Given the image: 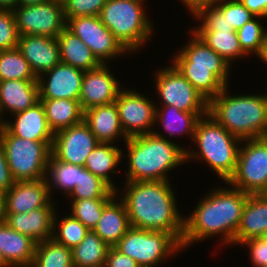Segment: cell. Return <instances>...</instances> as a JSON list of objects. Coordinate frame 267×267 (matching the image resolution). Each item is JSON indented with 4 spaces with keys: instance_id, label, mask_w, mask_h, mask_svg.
<instances>
[{
    "instance_id": "1",
    "label": "cell",
    "mask_w": 267,
    "mask_h": 267,
    "mask_svg": "<svg viewBox=\"0 0 267 267\" xmlns=\"http://www.w3.org/2000/svg\"><path fill=\"white\" fill-rule=\"evenodd\" d=\"M216 186L198 200L191 214L184 216L181 247L184 252L191 245L218 236L220 244L235 245V234L241 221L248 194L232 187ZM230 187H229V186ZM221 236V237H220Z\"/></svg>"
},
{
    "instance_id": "2",
    "label": "cell",
    "mask_w": 267,
    "mask_h": 267,
    "mask_svg": "<svg viewBox=\"0 0 267 267\" xmlns=\"http://www.w3.org/2000/svg\"><path fill=\"white\" fill-rule=\"evenodd\" d=\"M123 182L122 191L118 188L116 194L126 207L130 226L170 233L181 243L184 214L178 207L172 181Z\"/></svg>"
},
{
    "instance_id": "3",
    "label": "cell",
    "mask_w": 267,
    "mask_h": 267,
    "mask_svg": "<svg viewBox=\"0 0 267 267\" xmlns=\"http://www.w3.org/2000/svg\"><path fill=\"white\" fill-rule=\"evenodd\" d=\"M125 147V181H170L169 172L186 163L188 147L154 133L131 136Z\"/></svg>"
},
{
    "instance_id": "4",
    "label": "cell",
    "mask_w": 267,
    "mask_h": 267,
    "mask_svg": "<svg viewBox=\"0 0 267 267\" xmlns=\"http://www.w3.org/2000/svg\"><path fill=\"white\" fill-rule=\"evenodd\" d=\"M229 87L209 101L208 113L240 140L267 137V92L230 95Z\"/></svg>"
},
{
    "instance_id": "5",
    "label": "cell",
    "mask_w": 267,
    "mask_h": 267,
    "mask_svg": "<svg viewBox=\"0 0 267 267\" xmlns=\"http://www.w3.org/2000/svg\"><path fill=\"white\" fill-rule=\"evenodd\" d=\"M241 142L208 113L197 121L192 142L197 146L186 150V163L204 162L226 183L236 171Z\"/></svg>"
},
{
    "instance_id": "6",
    "label": "cell",
    "mask_w": 267,
    "mask_h": 267,
    "mask_svg": "<svg viewBox=\"0 0 267 267\" xmlns=\"http://www.w3.org/2000/svg\"><path fill=\"white\" fill-rule=\"evenodd\" d=\"M147 0H106L99 15L119 43L130 53L144 48L153 39L154 24L148 18ZM146 8V9H145Z\"/></svg>"
},
{
    "instance_id": "7",
    "label": "cell",
    "mask_w": 267,
    "mask_h": 267,
    "mask_svg": "<svg viewBox=\"0 0 267 267\" xmlns=\"http://www.w3.org/2000/svg\"><path fill=\"white\" fill-rule=\"evenodd\" d=\"M0 144L15 182L46 179L53 141H33L13 136L2 126Z\"/></svg>"
},
{
    "instance_id": "8",
    "label": "cell",
    "mask_w": 267,
    "mask_h": 267,
    "mask_svg": "<svg viewBox=\"0 0 267 267\" xmlns=\"http://www.w3.org/2000/svg\"><path fill=\"white\" fill-rule=\"evenodd\" d=\"M114 247L140 267H158L183 252L181 243L172 234L134 227H130Z\"/></svg>"
},
{
    "instance_id": "9",
    "label": "cell",
    "mask_w": 267,
    "mask_h": 267,
    "mask_svg": "<svg viewBox=\"0 0 267 267\" xmlns=\"http://www.w3.org/2000/svg\"><path fill=\"white\" fill-rule=\"evenodd\" d=\"M228 184L247 194L267 191V137L242 140L236 171Z\"/></svg>"
},
{
    "instance_id": "10",
    "label": "cell",
    "mask_w": 267,
    "mask_h": 267,
    "mask_svg": "<svg viewBox=\"0 0 267 267\" xmlns=\"http://www.w3.org/2000/svg\"><path fill=\"white\" fill-rule=\"evenodd\" d=\"M167 66V67H166ZM158 68L155 78L156 106H175L185 112H208L209 101L171 63Z\"/></svg>"
},
{
    "instance_id": "11",
    "label": "cell",
    "mask_w": 267,
    "mask_h": 267,
    "mask_svg": "<svg viewBox=\"0 0 267 267\" xmlns=\"http://www.w3.org/2000/svg\"><path fill=\"white\" fill-rule=\"evenodd\" d=\"M12 11L19 36L40 35L57 38L66 27L64 6L57 0L20 5Z\"/></svg>"
},
{
    "instance_id": "12",
    "label": "cell",
    "mask_w": 267,
    "mask_h": 267,
    "mask_svg": "<svg viewBox=\"0 0 267 267\" xmlns=\"http://www.w3.org/2000/svg\"><path fill=\"white\" fill-rule=\"evenodd\" d=\"M66 27L91 49L101 64H110L109 61L126 54L130 56L113 33L103 25L99 16L69 18Z\"/></svg>"
},
{
    "instance_id": "13",
    "label": "cell",
    "mask_w": 267,
    "mask_h": 267,
    "mask_svg": "<svg viewBox=\"0 0 267 267\" xmlns=\"http://www.w3.org/2000/svg\"><path fill=\"white\" fill-rule=\"evenodd\" d=\"M126 87L119 92L115 100L122 129L128 137L153 133L155 101L136 89Z\"/></svg>"
},
{
    "instance_id": "14",
    "label": "cell",
    "mask_w": 267,
    "mask_h": 267,
    "mask_svg": "<svg viewBox=\"0 0 267 267\" xmlns=\"http://www.w3.org/2000/svg\"><path fill=\"white\" fill-rule=\"evenodd\" d=\"M99 143L83 120L54 133L51 154L65 163L84 166L88 155Z\"/></svg>"
},
{
    "instance_id": "15",
    "label": "cell",
    "mask_w": 267,
    "mask_h": 267,
    "mask_svg": "<svg viewBox=\"0 0 267 267\" xmlns=\"http://www.w3.org/2000/svg\"><path fill=\"white\" fill-rule=\"evenodd\" d=\"M109 65L101 64L93 70L85 71L79 95L83 111L115 102L119 92L125 87L113 75Z\"/></svg>"
},
{
    "instance_id": "16",
    "label": "cell",
    "mask_w": 267,
    "mask_h": 267,
    "mask_svg": "<svg viewBox=\"0 0 267 267\" xmlns=\"http://www.w3.org/2000/svg\"><path fill=\"white\" fill-rule=\"evenodd\" d=\"M85 71L59 63L37 78L39 99L79 100Z\"/></svg>"
},
{
    "instance_id": "17",
    "label": "cell",
    "mask_w": 267,
    "mask_h": 267,
    "mask_svg": "<svg viewBox=\"0 0 267 267\" xmlns=\"http://www.w3.org/2000/svg\"><path fill=\"white\" fill-rule=\"evenodd\" d=\"M54 201L46 179L18 181L6 191V213H26L42 207H57Z\"/></svg>"
},
{
    "instance_id": "18",
    "label": "cell",
    "mask_w": 267,
    "mask_h": 267,
    "mask_svg": "<svg viewBox=\"0 0 267 267\" xmlns=\"http://www.w3.org/2000/svg\"><path fill=\"white\" fill-rule=\"evenodd\" d=\"M17 48L37 78L61 62L57 38L22 35L19 36Z\"/></svg>"
},
{
    "instance_id": "19",
    "label": "cell",
    "mask_w": 267,
    "mask_h": 267,
    "mask_svg": "<svg viewBox=\"0 0 267 267\" xmlns=\"http://www.w3.org/2000/svg\"><path fill=\"white\" fill-rule=\"evenodd\" d=\"M11 117L12 120L7 118L3 126L13 136L33 141H53L54 133L48 125L44 107L40 101L33 107L15 113Z\"/></svg>"
},
{
    "instance_id": "20",
    "label": "cell",
    "mask_w": 267,
    "mask_h": 267,
    "mask_svg": "<svg viewBox=\"0 0 267 267\" xmlns=\"http://www.w3.org/2000/svg\"><path fill=\"white\" fill-rule=\"evenodd\" d=\"M56 207H42L26 213H6L5 223L36 243L52 238Z\"/></svg>"
},
{
    "instance_id": "21",
    "label": "cell",
    "mask_w": 267,
    "mask_h": 267,
    "mask_svg": "<svg viewBox=\"0 0 267 267\" xmlns=\"http://www.w3.org/2000/svg\"><path fill=\"white\" fill-rule=\"evenodd\" d=\"M207 114L208 112H185L172 105L156 106L153 133L158 137L166 138L170 141H173L171 138H175V136L184 137L183 135H186L189 136L190 142H192L197 121ZM158 123L161 125L162 133L159 131Z\"/></svg>"
},
{
    "instance_id": "22",
    "label": "cell",
    "mask_w": 267,
    "mask_h": 267,
    "mask_svg": "<svg viewBox=\"0 0 267 267\" xmlns=\"http://www.w3.org/2000/svg\"><path fill=\"white\" fill-rule=\"evenodd\" d=\"M37 102H39L37 80L0 81V116L3 121L6 120L4 113L10 116L33 107Z\"/></svg>"
},
{
    "instance_id": "23",
    "label": "cell",
    "mask_w": 267,
    "mask_h": 267,
    "mask_svg": "<svg viewBox=\"0 0 267 267\" xmlns=\"http://www.w3.org/2000/svg\"><path fill=\"white\" fill-rule=\"evenodd\" d=\"M84 121L100 143H117L129 138L122 129L115 102L84 111ZM116 141V142H115Z\"/></svg>"
},
{
    "instance_id": "24",
    "label": "cell",
    "mask_w": 267,
    "mask_h": 267,
    "mask_svg": "<svg viewBox=\"0 0 267 267\" xmlns=\"http://www.w3.org/2000/svg\"><path fill=\"white\" fill-rule=\"evenodd\" d=\"M191 35L186 45L171 56L175 67L232 68L222 56L214 52L189 27Z\"/></svg>"
},
{
    "instance_id": "25",
    "label": "cell",
    "mask_w": 267,
    "mask_h": 267,
    "mask_svg": "<svg viewBox=\"0 0 267 267\" xmlns=\"http://www.w3.org/2000/svg\"><path fill=\"white\" fill-rule=\"evenodd\" d=\"M130 227L126 207L119 196L115 194L104 205L100 220L93 231L109 247H114Z\"/></svg>"
},
{
    "instance_id": "26",
    "label": "cell",
    "mask_w": 267,
    "mask_h": 267,
    "mask_svg": "<svg viewBox=\"0 0 267 267\" xmlns=\"http://www.w3.org/2000/svg\"><path fill=\"white\" fill-rule=\"evenodd\" d=\"M267 230V196L248 194L241 221L235 234V245L258 238Z\"/></svg>"
},
{
    "instance_id": "27",
    "label": "cell",
    "mask_w": 267,
    "mask_h": 267,
    "mask_svg": "<svg viewBox=\"0 0 267 267\" xmlns=\"http://www.w3.org/2000/svg\"><path fill=\"white\" fill-rule=\"evenodd\" d=\"M36 242L0 222V251L10 267H31Z\"/></svg>"
},
{
    "instance_id": "28",
    "label": "cell",
    "mask_w": 267,
    "mask_h": 267,
    "mask_svg": "<svg viewBox=\"0 0 267 267\" xmlns=\"http://www.w3.org/2000/svg\"><path fill=\"white\" fill-rule=\"evenodd\" d=\"M208 101L231 85V68L176 67Z\"/></svg>"
},
{
    "instance_id": "29",
    "label": "cell",
    "mask_w": 267,
    "mask_h": 267,
    "mask_svg": "<svg viewBox=\"0 0 267 267\" xmlns=\"http://www.w3.org/2000/svg\"><path fill=\"white\" fill-rule=\"evenodd\" d=\"M122 153L123 149H120L118 144L116 146L113 143H99L88 155L84 167L116 191L118 186L116 182L114 184L112 174H118L116 168L123 163Z\"/></svg>"
},
{
    "instance_id": "30",
    "label": "cell",
    "mask_w": 267,
    "mask_h": 267,
    "mask_svg": "<svg viewBox=\"0 0 267 267\" xmlns=\"http://www.w3.org/2000/svg\"><path fill=\"white\" fill-rule=\"evenodd\" d=\"M57 41L60 48L61 63L83 71L93 70L101 65L91 49L67 27L57 36Z\"/></svg>"
},
{
    "instance_id": "31",
    "label": "cell",
    "mask_w": 267,
    "mask_h": 267,
    "mask_svg": "<svg viewBox=\"0 0 267 267\" xmlns=\"http://www.w3.org/2000/svg\"><path fill=\"white\" fill-rule=\"evenodd\" d=\"M43 104L46 119L53 133L69 128L84 120V111L79 100L39 99Z\"/></svg>"
},
{
    "instance_id": "32",
    "label": "cell",
    "mask_w": 267,
    "mask_h": 267,
    "mask_svg": "<svg viewBox=\"0 0 267 267\" xmlns=\"http://www.w3.org/2000/svg\"><path fill=\"white\" fill-rule=\"evenodd\" d=\"M80 179V166L65 163L57 160L52 154L49 158L46 180L49 187L51 199L53 200L54 191L63 192L62 195H69ZM60 191V192H59Z\"/></svg>"
},
{
    "instance_id": "33",
    "label": "cell",
    "mask_w": 267,
    "mask_h": 267,
    "mask_svg": "<svg viewBox=\"0 0 267 267\" xmlns=\"http://www.w3.org/2000/svg\"><path fill=\"white\" fill-rule=\"evenodd\" d=\"M109 246L89 230L83 241L71 249L74 267H104Z\"/></svg>"
},
{
    "instance_id": "34",
    "label": "cell",
    "mask_w": 267,
    "mask_h": 267,
    "mask_svg": "<svg viewBox=\"0 0 267 267\" xmlns=\"http://www.w3.org/2000/svg\"><path fill=\"white\" fill-rule=\"evenodd\" d=\"M214 52L222 56L231 66L233 61L249 58L241 49L237 32L228 30L193 31Z\"/></svg>"
},
{
    "instance_id": "35",
    "label": "cell",
    "mask_w": 267,
    "mask_h": 267,
    "mask_svg": "<svg viewBox=\"0 0 267 267\" xmlns=\"http://www.w3.org/2000/svg\"><path fill=\"white\" fill-rule=\"evenodd\" d=\"M31 267H74L72 251L53 238L36 243Z\"/></svg>"
},
{
    "instance_id": "36",
    "label": "cell",
    "mask_w": 267,
    "mask_h": 267,
    "mask_svg": "<svg viewBox=\"0 0 267 267\" xmlns=\"http://www.w3.org/2000/svg\"><path fill=\"white\" fill-rule=\"evenodd\" d=\"M260 19L266 18L255 16L236 31L242 51L248 57L251 56V54H255L254 56L258 59L263 54L267 38V25L263 24Z\"/></svg>"
},
{
    "instance_id": "37",
    "label": "cell",
    "mask_w": 267,
    "mask_h": 267,
    "mask_svg": "<svg viewBox=\"0 0 267 267\" xmlns=\"http://www.w3.org/2000/svg\"><path fill=\"white\" fill-rule=\"evenodd\" d=\"M116 194L105 181L80 166V179L68 195L69 199H111Z\"/></svg>"
},
{
    "instance_id": "38",
    "label": "cell",
    "mask_w": 267,
    "mask_h": 267,
    "mask_svg": "<svg viewBox=\"0 0 267 267\" xmlns=\"http://www.w3.org/2000/svg\"><path fill=\"white\" fill-rule=\"evenodd\" d=\"M59 216L61 215L56 210L53 219L52 238L72 249L83 241L89 229L71 214L66 215L65 213V216L62 214V218H59Z\"/></svg>"
},
{
    "instance_id": "39",
    "label": "cell",
    "mask_w": 267,
    "mask_h": 267,
    "mask_svg": "<svg viewBox=\"0 0 267 267\" xmlns=\"http://www.w3.org/2000/svg\"><path fill=\"white\" fill-rule=\"evenodd\" d=\"M11 79L37 80L29 63L17 47L0 51V81Z\"/></svg>"
},
{
    "instance_id": "40",
    "label": "cell",
    "mask_w": 267,
    "mask_h": 267,
    "mask_svg": "<svg viewBox=\"0 0 267 267\" xmlns=\"http://www.w3.org/2000/svg\"><path fill=\"white\" fill-rule=\"evenodd\" d=\"M110 199H70V214L89 230H94L100 220L104 205Z\"/></svg>"
},
{
    "instance_id": "41",
    "label": "cell",
    "mask_w": 267,
    "mask_h": 267,
    "mask_svg": "<svg viewBox=\"0 0 267 267\" xmlns=\"http://www.w3.org/2000/svg\"><path fill=\"white\" fill-rule=\"evenodd\" d=\"M198 25L191 27L192 31H235L227 21V16L214 4L200 8L193 16ZM198 20V21H197ZM193 28V29H192Z\"/></svg>"
},
{
    "instance_id": "42",
    "label": "cell",
    "mask_w": 267,
    "mask_h": 267,
    "mask_svg": "<svg viewBox=\"0 0 267 267\" xmlns=\"http://www.w3.org/2000/svg\"><path fill=\"white\" fill-rule=\"evenodd\" d=\"M215 5L227 16L229 25L235 31L255 17L239 0H218Z\"/></svg>"
},
{
    "instance_id": "43",
    "label": "cell",
    "mask_w": 267,
    "mask_h": 267,
    "mask_svg": "<svg viewBox=\"0 0 267 267\" xmlns=\"http://www.w3.org/2000/svg\"><path fill=\"white\" fill-rule=\"evenodd\" d=\"M19 33L12 10L0 9V51L18 46Z\"/></svg>"
},
{
    "instance_id": "44",
    "label": "cell",
    "mask_w": 267,
    "mask_h": 267,
    "mask_svg": "<svg viewBox=\"0 0 267 267\" xmlns=\"http://www.w3.org/2000/svg\"><path fill=\"white\" fill-rule=\"evenodd\" d=\"M106 0H65L63 2L66 21L69 18L99 16Z\"/></svg>"
},
{
    "instance_id": "45",
    "label": "cell",
    "mask_w": 267,
    "mask_h": 267,
    "mask_svg": "<svg viewBox=\"0 0 267 267\" xmlns=\"http://www.w3.org/2000/svg\"><path fill=\"white\" fill-rule=\"evenodd\" d=\"M240 246H245V249L248 248L253 267L267 265V242L263 241L260 237L248 239L242 242Z\"/></svg>"
},
{
    "instance_id": "46",
    "label": "cell",
    "mask_w": 267,
    "mask_h": 267,
    "mask_svg": "<svg viewBox=\"0 0 267 267\" xmlns=\"http://www.w3.org/2000/svg\"><path fill=\"white\" fill-rule=\"evenodd\" d=\"M104 267H140L131 257L122 254L115 247H109Z\"/></svg>"
},
{
    "instance_id": "47",
    "label": "cell",
    "mask_w": 267,
    "mask_h": 267,
    "mask_svg": "<svg viewBox=\"0 0 267 267\" xmlns=\"http://www.w3.org/2000/svg\"><path fill=\"white\" fill-rule=\"evenodd\" d=\"M14 183L15 181L11 176L4 148L0 144V190L6 192Z\"/></svg>"
},
{
    "instance_id": "48",
    "label": "cell",
    "mask_w": 267,
    "mask_h": 267,
    "mask_svg": "<svg viewBox=\"0 0 267 267\" xmlns=\"http://www.w3.org/2000/svg\"><path fill=\"white\" fill-rule=\"evenodd\" d=\"M254 16L267 18V0H239Z\"/></svg>"
},
{
    "instance_id": "49",
    "label": "cell",
    "mask_w": 267,
    "mask_h": 267,
    "mask_svg": "<svg viewBox=\"0 0 267 267\" xmlns=\"http://www.w3.org/2000/svg\"><path fill=\"white\" fill-rule=\"evenodd\" d=\"M218 0H180L190 16H193L200 8L207 5H214Z\"/></svg>"
},
{
    "instance_id": "50",
    "label": "cell",
    "mask_w": 267,
    "mask_h": 267,
    "mask_svg": "<svg viewBox=\"0 0 267 267\" xmlns=\"http://www.w3.org/2000/svg\"><path fill=\"white\" fill-rule=\"evenodd\" d=\"M6 217V192L0 190V222Z\"/></svg>"
},
{
    "instance_id": "51",
    "label": "cell",
    "mask_w": 267,
    "mask_h": 267,
    "mask_svg": "<svg viewBox=\"0 0 267 267\" xmlns=\"http://www.w3.org/2000/svg\"><path fill=\"white\" fill-rule=\"evenodd\" d=\"M18 6V0H0V9L13 10Z\"/></svg>"
},
{
    "instance_id": "52",
    "label": "cell",
    "mask_w": 267,
    "mask_h": 267,
    "mask_svg": "<svg viewBox=\"0 0 267 267\" xmlns=\"http://www.w3.org/2000/svg\"><path fill=\"white\" fill-rule=\"evenodd\" d=\"M48 0H18V6L20 5H34L46 2Z\"/></svg>"
},
{
    "instance_id": "53",
    "label": "cell",
    "mask_w": 267,
    "mask_h": 267,
    "mask_svg": "<svg viewBox=\"0 0 267 267\" xmlns=\"http://www.w3.org/2000/svg\"><path fill=\"white\" fill-rule=\"evenodd\" d=\"M262 62H264V65H267V38H266V42H265V46H264V51L262 56L259 58ZM267 67V66H266Z\"/></svg>"
},
{
    "instance_id": "54",
    "label": "cell",
    "mask_w": 267,
    "mask_h": 267,
    "mask_svg": "<svg viewBox=\"0 0 267 267\" xmlns=\"http://www.w3.org/2000/svg\"><path fill=\"white\" fill-rule=\"evenodd\" d=\"M0 267H10L0 251Z\"/></svg>"
},
{
    "instance_id": "55",
    "label": "cell",
    "mask_w": 267,
    "mask_h": 267,
    "mask_svg": "<svg viewBox=\"0 0 267 267\" xmlns=\"http://www.w3.org/2000/svg\"><path fill=\"white\" fill-rule=\"evenodd\" d=\"M260 238H261L263 241L267 242V230H266L265 232L262 233V235L260 236Z\"/></svg>"
},
{
    "instance_id": "56",
    "label": "cell",
    "mask_w": 267,
    "mask_h": 267,
    "mask_svg": "<svg viewBox=\"0 0 267 267\" xmlns=\"http://www.w3.org/2000/svg\"><path fill=\"white\" fill-rule=\"evenodd\" d=\"M4 121L2 120L1 116H0V128L3 126Z\"/></svg>"
}]
</instances>
